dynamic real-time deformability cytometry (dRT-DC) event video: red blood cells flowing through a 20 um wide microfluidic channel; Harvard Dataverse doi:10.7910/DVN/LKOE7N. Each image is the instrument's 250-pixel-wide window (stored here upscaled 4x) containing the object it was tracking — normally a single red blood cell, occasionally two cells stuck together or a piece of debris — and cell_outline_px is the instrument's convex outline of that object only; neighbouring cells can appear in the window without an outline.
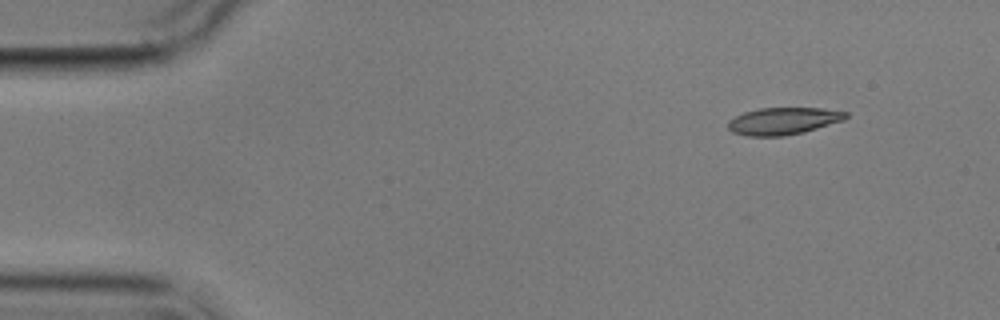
{"species": "common noctule bat (a hibernating species)", "species_latin": "Nyctalus noctula", "temperature_condition": "cold", "stored_images_in_passage": 5, "segment_of_instrument_passage": [1, 2], "camera_frame_rate_fps": 3000, "um_per_image_px": 0.085, "animal": {"sex": "male", "body_mass_g": 17.9}, "frame": {"image": 1, "passage_image": 1, "time_ms": 0.0, "image_size_px": [1000, 320], "cell_outline_px": [[848, 116], [844, 120], [804, 132], [784, 136], [748, 136], [732, 132], [728, 128], [728, 120], [744, 112], [760, 108], [824, 108], [848, 112]], "centroid_in_image_um": [66.59, 10.28], "position_along_channel_um": 18.4, "area_um2": 18.67}}